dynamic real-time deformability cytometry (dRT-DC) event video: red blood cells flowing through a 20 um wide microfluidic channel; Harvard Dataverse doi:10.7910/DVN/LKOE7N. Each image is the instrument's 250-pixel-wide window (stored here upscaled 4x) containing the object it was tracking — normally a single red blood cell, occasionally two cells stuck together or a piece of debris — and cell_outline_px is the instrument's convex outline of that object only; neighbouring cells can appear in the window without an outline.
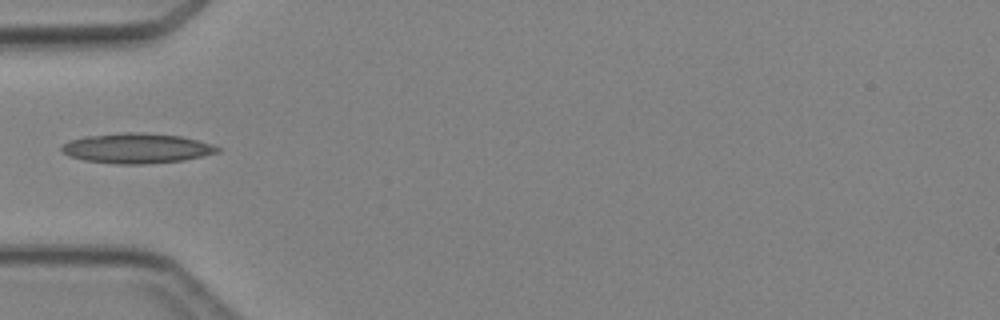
{"species": "Egyptian fruit bat (a non-hibernating species)", "species_latin": "Rousettus aegyptiacus", "temperature_condition": "cold", "stored_images_in_passage": 1, "camera_frame_rate_fps": 3000, "um_per_image_px": 0.085, "animal": {"sex": "female"}, "frame": {"image": 1, "passage_image": 1, "time_ms": 0.0, "image_size_px": [1000, 320], "cell_outline_px": [[220, 152], [184, 160], [144, 164], [116, 164], [84, 160], [68, 156], [60, 148], [68, 140], [84, 136], [124, 132], [140, 132], [180, 136], [212, 144], [220, 148]], "centroid_in_image_um": [11.6, 12.6], "position_along_channel_um": 73.4, "area_um2": 27.28}}